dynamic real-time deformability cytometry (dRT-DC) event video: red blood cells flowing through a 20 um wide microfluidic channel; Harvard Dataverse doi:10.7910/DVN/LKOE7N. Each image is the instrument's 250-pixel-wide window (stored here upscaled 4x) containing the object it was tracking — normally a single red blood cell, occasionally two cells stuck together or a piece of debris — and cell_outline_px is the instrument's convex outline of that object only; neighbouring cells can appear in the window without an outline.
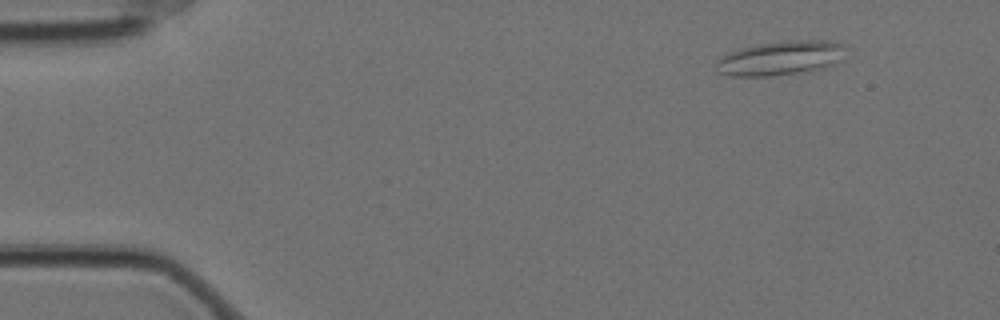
{"species": "Egyptian fruit bat (a non-hibernating species)", "species_latin": "Rousettus aegyptiacus", "temperature_condition": "cold", "stored_images_in_passage": 4, "camera_frame_rate_fps": 3000, "um_per_image_px": 0.085, "animal": {"sex": "female"}, "frame": {"image": 1, "passage_image": 1, "time_ms": 0.0, "image_size_px": [1000, 320], "cell_outline_px": [[848, 48], [844, 60], [824, 68], [812, 72], [768, 76], [732, 76], [716, 72], [716, 60], [720, 56], [728, 52], [740, 48], [756, 44], [792, 40], [836, 40], [844, 44]], "centroid_in_image_um": [66.43, 4.93], "position_along_channel_um": 18.6, "area_um2": 26.88}}
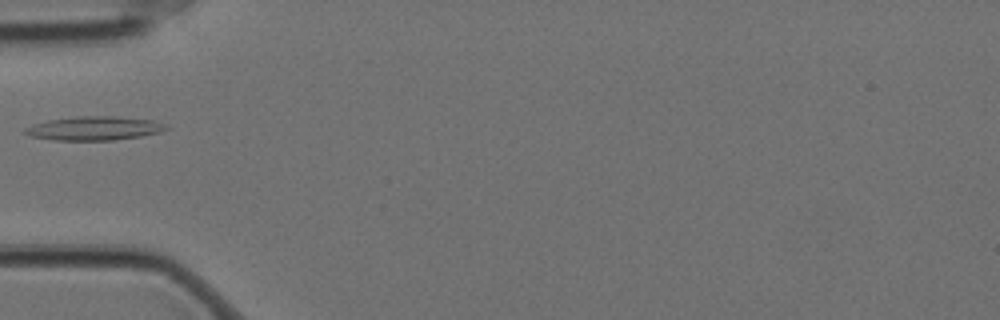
{"frame": {"image": 2, "passage_image": 4, "time_ms": 1.0, "image_size_px": [1000, 320], "cell_outline_px": [[168, 128], [160, 132], [140, 136], [112, 140], [52, 140], [32, 136], [24, 132], [24, 128], [32, 124], [48, 120], [76, 116], [116, 116], [152, 120], [164, 124]], "centroid_in_image_um": [7.98, 10.9], "position_along_channel_um": 77.0, "area_um2": 19.48}}